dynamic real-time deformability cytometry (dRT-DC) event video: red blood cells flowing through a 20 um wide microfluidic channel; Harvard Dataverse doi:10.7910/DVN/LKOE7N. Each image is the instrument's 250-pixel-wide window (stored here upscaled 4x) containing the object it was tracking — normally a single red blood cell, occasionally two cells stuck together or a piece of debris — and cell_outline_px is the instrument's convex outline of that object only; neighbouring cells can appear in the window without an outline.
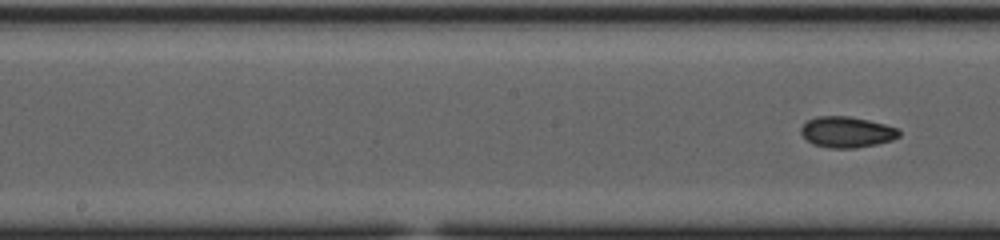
{"species": "common noctule bat (a hibernating species)", "species_latin": "Nyctalus noctula", "temperature_condition": "cold", "stored_images_in_passage": 30, "camera_frame_rate_fps": 3000, "um_per_image_px": 0.085, "animal": {"sex": "female", "body_mass_g": 23.0, "forearm_length_mm": 53.4}, "frame": {"image": 1, "passage_image": 30, "time_ms": 9.667, "image_size_px": [1000, 240], "cell_outline_px": [[900, 136], [892, 140], [876, 144], [856, 148], [832, 148], [812, 144], [800, 132], [800, 128], [808, 120], [816, 116], [848, 116], [868, 120], [900, 128]], "centroid_in_image_um": [71.99, 11.22], "position_along_channel_um": 176.2, "area_um2": 17.69}}